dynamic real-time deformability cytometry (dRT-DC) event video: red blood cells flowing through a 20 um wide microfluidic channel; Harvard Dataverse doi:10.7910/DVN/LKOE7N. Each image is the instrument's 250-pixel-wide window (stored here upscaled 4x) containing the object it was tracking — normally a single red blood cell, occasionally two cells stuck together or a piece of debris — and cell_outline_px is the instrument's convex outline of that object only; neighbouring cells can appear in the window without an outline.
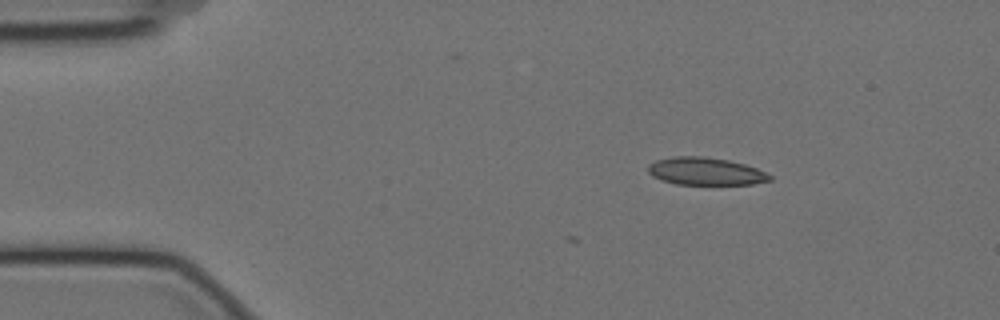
{"species": "Egyptian fruit bat (a non-hibernating species)", "species_latin": "Rousettus aegyptiacus", "temperature_condition": "cold", "stored_images_in_passage": 2, "camera_frame_rate_fps": 3000, "um_per_image_px": 0.085, "animal": {"sex": "female"}, "frame": {"image": 1, "passage_image": 2, "time_ms": 0.333, "image_size_px": [1000, 320], "cell_outline_px": [[772, 180], [752, 184], [676, 184], [652, 176], [648, 172], [648, 164], [656, 160], [672, 156], [700, 156], [728, 160], [744, 164], [756, 168], [772, 176]], "centroid_in_image_um": [59.95, 14.55], "position_along_channel_um": 25.0, "area_um2": 19.42}}